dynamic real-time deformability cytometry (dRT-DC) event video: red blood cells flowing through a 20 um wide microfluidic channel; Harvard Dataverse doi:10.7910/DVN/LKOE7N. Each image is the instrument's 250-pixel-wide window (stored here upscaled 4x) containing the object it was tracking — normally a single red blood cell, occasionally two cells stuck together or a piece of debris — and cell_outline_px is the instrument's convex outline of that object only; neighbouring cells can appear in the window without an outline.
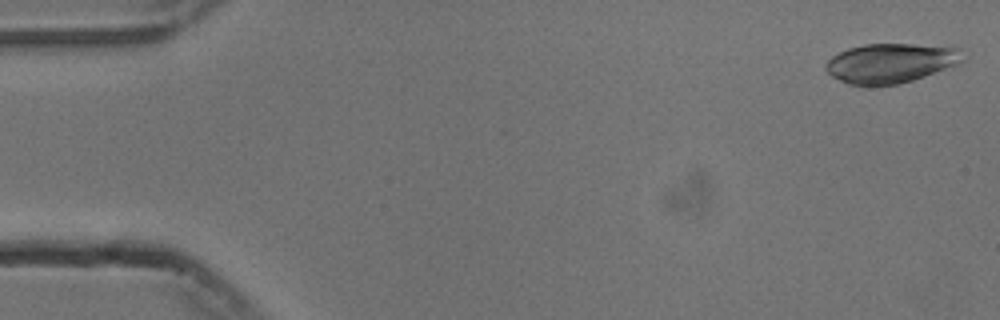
{"species": "common noctule bat (a hibernating species)", "species_latin": "Nyctalus noctula", "temperature_condition": "cold", "stored_images_in_passage": 53, "camera_frame_rate_fps": 3000, "um_per_image_px": 0.085, "animal": {"sex": "male", "body_mass_g": 13.3}, "frame": {"image": 1, "passage_image": 1, "time_ms": 0.0, "image_size_px": [1000, 320], "cell_outline_px": [[968, 56], [964, 60], [956, 64], [924, 76], [912, 80], [896, 84], [848, 84], [832, 76], [824, 68], [828, 60], [832, 56], [848, 48], [864, 44], [912, 44], [956, 48]], "centroid_in_image_um": [75.7, 5.34], "position_along_channel_um": 9.3, "area_um2": 30.98}}
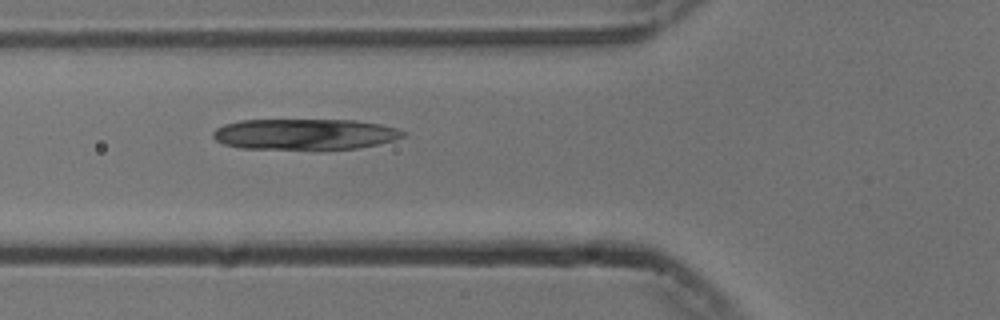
{"frame": {"image": 2, "passage_image": 19, "time_ms": 6.0, "image_size_px": [1000, 320], "cell_outline_px": [[404, 136], [396, 140], [356, 148], [240, 148], [224, 144], [216, 140], [212, 136], [212, 132], [216, 128], [224, 124], [240, 120], [356, 120], [380, 124], [396, 128], [404, 132]], "centroid_in_image_um": [25.88, 11.39], "position_along_channel_um": 99.9, "area_um2": 33.76}}
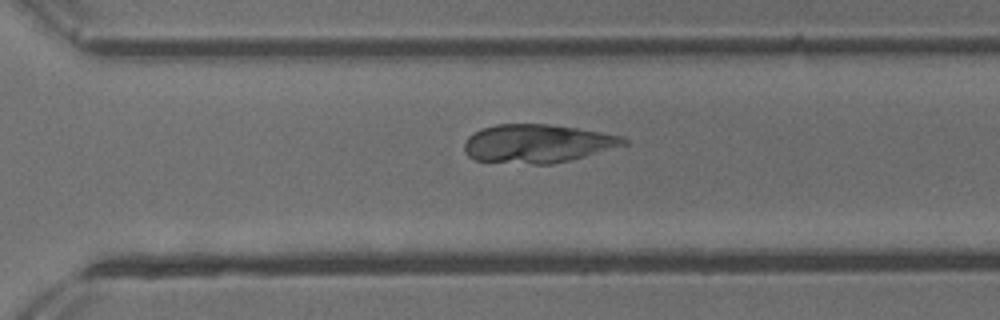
{"frame": {"image": 3, "passage_image": 37, "time_ms": 12.0, "image_size_px": [1000, 320], "cell_outline_px": [[628, 144], [584, 156], [552, 164], [532, 164], [472, 160], [464, 152], [464, 144], [468, 136], [484, 128], [496, 124], [548, 124], [576, 128], [600, 132], [620, 136], [628, 140]], "centroid_in_image_um": [45.64, 12.2], "position_along_channel_um": 325.0, "area_um2": 35.43}}